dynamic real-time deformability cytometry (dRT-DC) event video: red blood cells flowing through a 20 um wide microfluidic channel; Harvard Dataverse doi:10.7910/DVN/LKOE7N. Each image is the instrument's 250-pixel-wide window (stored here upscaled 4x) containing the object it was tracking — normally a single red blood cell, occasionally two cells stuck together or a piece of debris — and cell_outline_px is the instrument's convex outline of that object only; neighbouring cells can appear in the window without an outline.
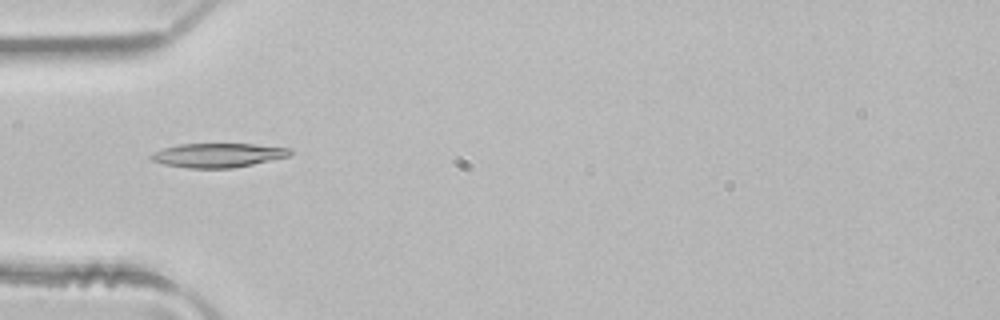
{"species": "common noctule bat (a hibernating species)", "species_latin": "Nyctalus noctula", "temperature_condition": "room temperature", "stored_images_in_passage": 4, "camera_frame_rate_fps": 3000, "um_per_image_px": 0.085, "animal": {"sex": "male", "body_mass_g": 21.5, "forearm_length_mm": 52.0}, "frame": {"image": 1, "passage_image": 4, "time_ms": 1.0, "image_size_px": [1000, 320], "cell_outline_px": [[292, 152], [288, 156], [252, 164], [232, 168], [188, 168], [164, 164], [152, 160], [148, 156], [152, 152], [164, 148], [180, 144], [252, 144], [292, 148]], "centroid_in_image_um": [18.5, 13.19], "position_along_channel_um": 66.5, "area_um2": 19.42}}